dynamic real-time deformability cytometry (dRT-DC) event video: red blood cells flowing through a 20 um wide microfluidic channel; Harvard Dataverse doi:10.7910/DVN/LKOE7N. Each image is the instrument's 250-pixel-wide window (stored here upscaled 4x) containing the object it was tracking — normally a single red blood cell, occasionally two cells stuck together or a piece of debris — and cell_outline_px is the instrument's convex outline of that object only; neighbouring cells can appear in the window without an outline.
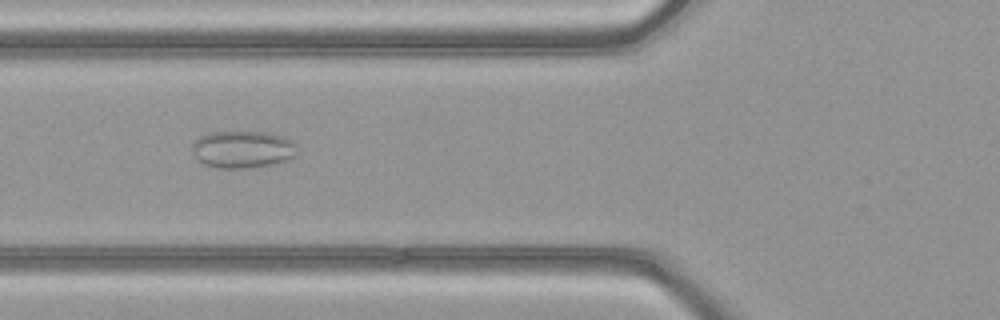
{"species": "common noctule bat (a hibernating species)", "species_latin": "Nyctalus noctula", "temperature_condition": "warm", "stored_images_in_passage": 50, "camera_frame_rate_fps": 3000, "um_per_image_px": 0.085, "animal": {"sex": "female", "body_mass_g": 21.9}, "frame": {"image": 1, "passage_image": 19, "time_ms": 6.0, "image_size_px": [1000, 320], "cell_outline_px": [[296, 156], [276, 164], [248, 168], [216, 168], [204, 164], [192, 152], [192, 144], [200, 136], [208, 132], [268, 132], [284, 136], [292, 140], [296, 148]], "centroid_in_image_um": [20.64, 12.7], "position_along_channel_um": 105.2, "area_um2": 22.95}}
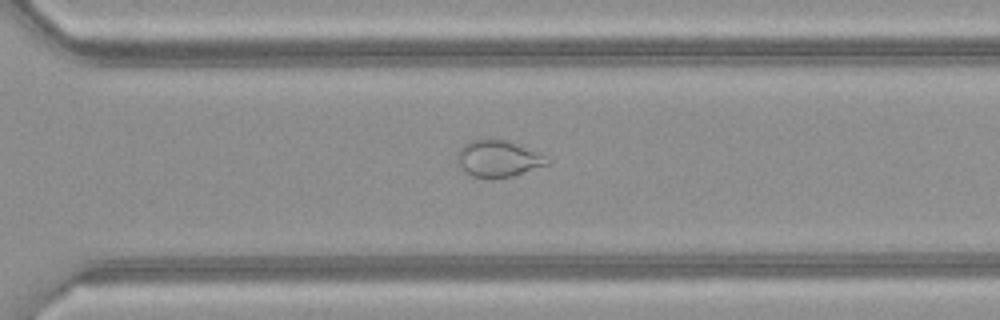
{"frame": {"image": 2, "passage_image": 35, "time_ms": 11.333, "image_size_px": [1000, 320], "cell_outline_px": [[552, 160], [548, 164], [512, 176], [472, 176], [464, 172], [460, 168], [456, 156], [456, 152], [468, 140], [488, 136], [496, 136], [508, 140]], "centroid_in_image_um": [42.26, 13.41], "position_along_channel_um": 328.3, "area_um2": 19.31}}
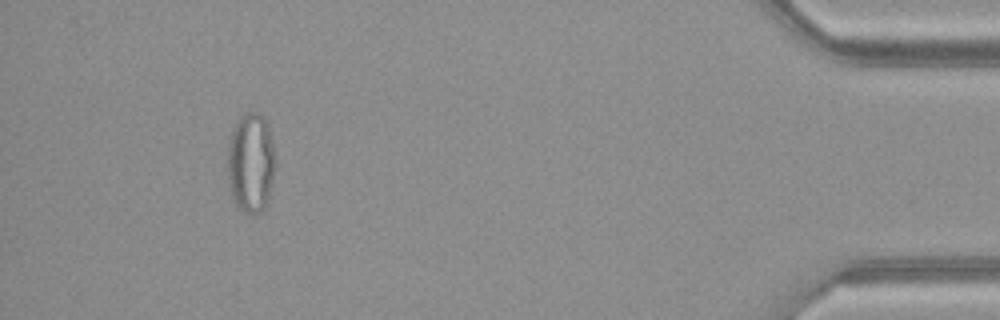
{"frame": {"image": 3, "passage_image": 46, "time_ms": 15.0, "image_size_px": [1000, 320], "cell_outline_px": [[276, 164], [272, 184], [268, 200], [264, 208], [260, 212], [252, 216], [244, 212], [236, 204], [232, 196], [228, 184], [228, 140], [236, 120], [244, 112], [260, 112], [264, 116], [268, 124], [272, 140], [276, 160]], "centroid_in_image_um": [21.33, 13.81], "position_along_channel_um": 413.9, "area_um2": 28.5}, "authors_computed_cell_mechanics": {"area_um2": 26.01, "velocity_mm_per_s": 4.1794, "shape_relaxation_time_tau1_ms": null, "shape_relaxation_time_tau2_ms": 1.5543, "deformation_change_tau1": null, "deformation_change_tau2": 0.0711}}